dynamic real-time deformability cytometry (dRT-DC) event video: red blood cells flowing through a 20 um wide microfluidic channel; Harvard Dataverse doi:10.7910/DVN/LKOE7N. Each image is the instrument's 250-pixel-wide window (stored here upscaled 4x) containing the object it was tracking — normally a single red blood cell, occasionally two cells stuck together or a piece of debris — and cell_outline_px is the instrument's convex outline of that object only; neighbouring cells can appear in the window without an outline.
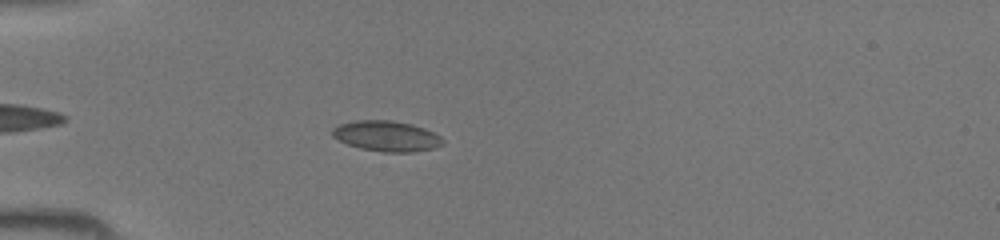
{"species": "common noctule bat (a hibernating species)", "species_latin": "Nyctalus noctula", "temperature_condition": "room temperature", "stored_images_in_passage": 35, "camera_frame_rate_fps": 3000, "um_per_image_px": 0.085, "animal": {"sex": "female", "body_mass_g": 19.5, "forearm_length_mm": 54.1}, "frame": {"image": 1, "passage_image": 6, "time_ms": 1.667, "image_size_px": [1000, 240], "cell_outline_px": [[444, 144], [432, 148], [412, 152], [384, 152], [360, 148], [348, 144], [332, 136], [332, 128], [340, 124], [356, 120], [392, 120], [412, 124], [424, 128], [440, 136], [444, 140]], "centroid_in_image_um": [32.86, 11.56], "position_along_channel_um": 52.1, "area_um2": 19.54}}
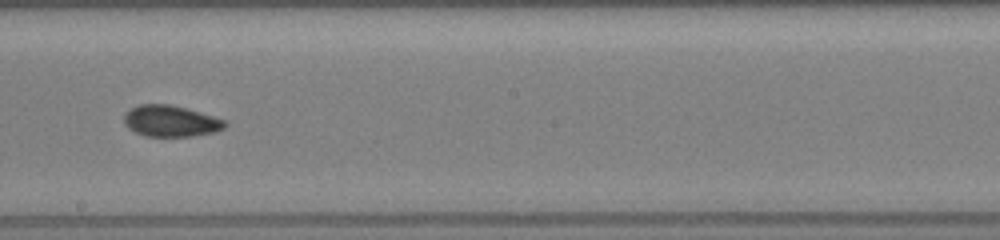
{"frame": {"image": 2, "passage_image": 19, "time_ms": 6.0, "image_size_px": [1000, 240], "cell_outline_px": [[228, 124], [224, 128], [216, 132], [192, 136], [144, 136], [128, 128], [124, 124], [124, 112], [140, 104], [172, 104], [228, 120]], "centroid_in_image_um": [14.53, 10.29], "position_along_channel_um": 233.7, "area_um2": 18.61}}
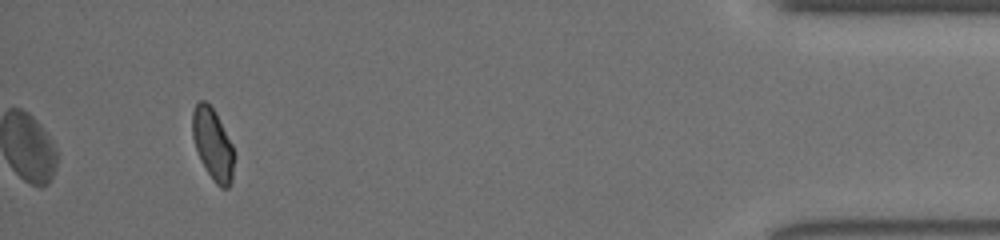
{"frame": {"image": 3, "passage_image": 35, "time_ms": 11.333, "image_size_px": [1000, 240], "cell_outline_px": [[236, 156], [232, 180], [228, 188], [220, 188], [216, 184], [200, 160], [192, 136], [192, 112], [196, 104], [200, 100], [204, 100], [216, 112], [232, 144]], "centroid_in_image_um": [18.11, 12.28], "position_along_channel_um": 417.1, "area_um2": 17.57}}